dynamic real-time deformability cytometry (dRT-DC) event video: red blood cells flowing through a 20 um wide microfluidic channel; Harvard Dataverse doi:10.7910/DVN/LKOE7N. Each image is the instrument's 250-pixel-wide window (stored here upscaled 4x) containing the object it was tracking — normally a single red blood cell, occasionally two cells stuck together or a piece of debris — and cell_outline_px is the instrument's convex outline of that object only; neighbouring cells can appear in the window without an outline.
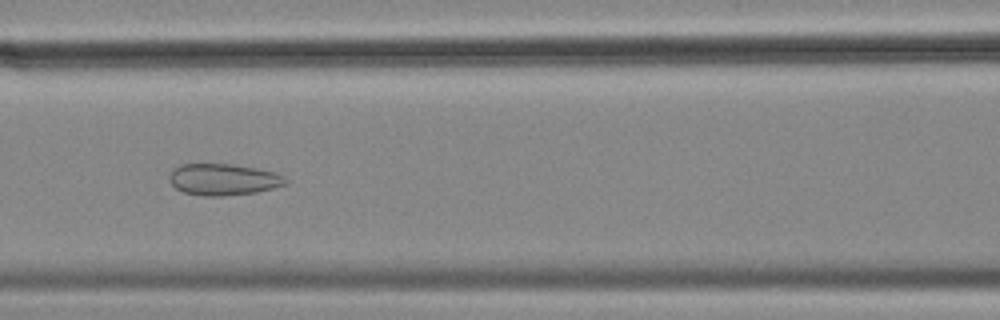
{"species": "common noctule bat (a hibernating species)", "species_latin": "Nyctalus noctula", "temperature_condition": "cold", "stored_images_in_passage": 39, "camera_frame_rate_fps": 3000, "um_per_image_px": 0.085, "animal": {"sex": "female", "body_mass_g": 18.4}, "frame": {"image": 1, "passage_image": 24, "time_ms": 7.667, "image_size_px": [1000, 320], "cell_outline_px": [[288, 184], [256, 192], [224, 196], [204, 196], [184, 192], [176, 188], [168, 180], [168, 176], [180, 164], [232, 164], [256, 168], [276, 172], [284, 176], [288, 180]], "centroid_in_image_um": [19.01, 15.25], "position_along_channel_um": 147.6, "area_um2": 21.39}}
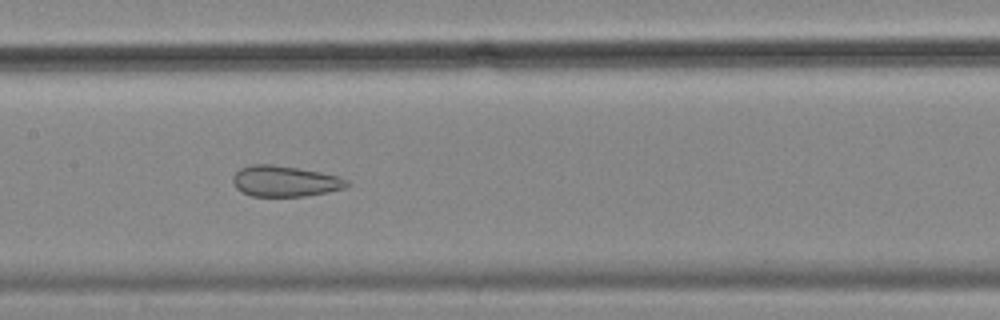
{"frame": {"image": 2, "passage_image": 27, "time_ms": 8.667, "image_size_px": [1000, 320], "cell_outline_px": [[352, 184], [344, 188], [328, 192], [304, 196], [252, 196], [236, 188], [232, 180], [232, 176], [240, 168], [252, 164], [272, 164], [320, 172], [340, 176], [348, 180]], "centroid_in_image_um": [24.24, 15.4], "position_along_channel_um": 183.2, "area_um2": 20.52}}
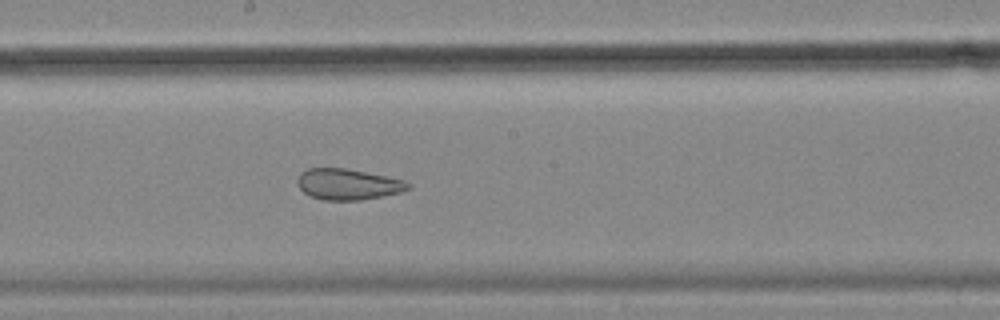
{"frame": {"image": 3, "passage_image": 30, "time_ms": 9.667, "image_size_px": [1000, 320], "cell_outline_px": [[412, 188], [400, 192], [384, 196], [360, 200], [324, 200], [312, 196], [304, 192], [300, 188], [296, 180], [300, 172], [308, 168], [348, 168], [388, 176], [404, 180], [412, 184]], "centroid_in_image_um": [29.61, 15.65], "position_along_channel_um": 218.6, "area_um2": 20.17}}